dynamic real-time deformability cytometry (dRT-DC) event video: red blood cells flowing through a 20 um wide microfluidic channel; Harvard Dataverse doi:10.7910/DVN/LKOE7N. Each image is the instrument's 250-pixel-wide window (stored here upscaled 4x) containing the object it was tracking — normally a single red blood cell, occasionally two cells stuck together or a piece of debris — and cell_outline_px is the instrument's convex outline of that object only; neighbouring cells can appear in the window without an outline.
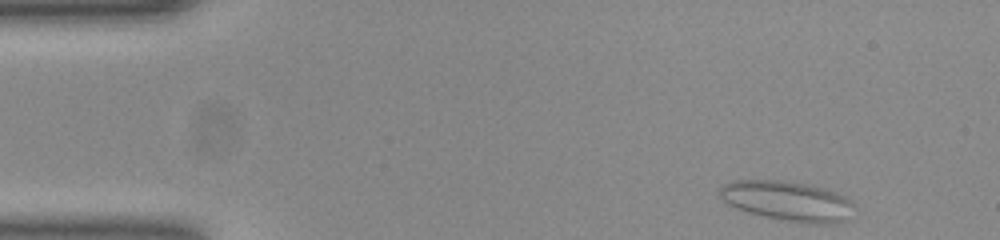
{"species": "common noctule bat (a hibernating species)", "species_latin": "Nyctalus noctula", "temperature_condition": "room temperature", "stored_images_in_passage": 23, "camera_frame_rate_fps": 3000, "um_per_image_px": 0.085, "animal": {"sex": "female", "body_mass_g": 23.0, "forearm_length_mm": 53.4}, "frame": {"image": 1, "passage_image": 1, "time_ms": 0.0, "image_size_px": [1000, 240], "cell_outline_px": [[852, 204], [848, 220], [832, 224], [808, 224], [784, 220], [764, 216], [748, 212], [736, 208], [728, 204], [720, 196], [720, 188], [724, 184], [736, 180], [776, 180], [804, 184], [836, 192], [852, 200]], "centroid_in_image_um": [66.94, 17.1], "position_along_channel_um": 18.1, "area_um2": 30.92}}
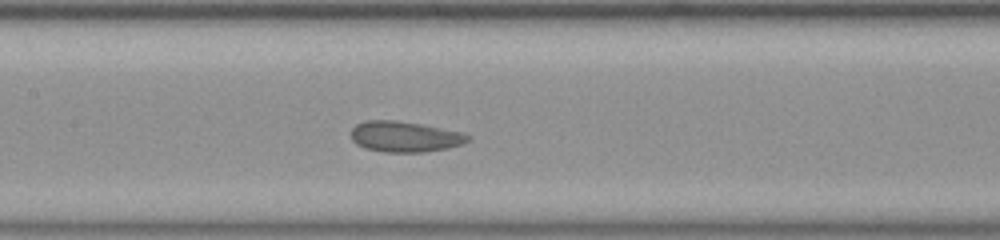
{"frame": {"image": 2, "passage_image": 20, "time_ms": 6.333, "image_size_px": [1000, 240], "cell_outline_px": [[472, 136], [468, 140], [460, 144], [448, 148], [424, 152], [384, 152], [364, 148], [356, 144], [352, 140], [352, 128], [356, 124], [364, 120], [396, 120], [420, 124], [464, 132]], "centroid_in_image_um": [34.4, 11.61], "position_along_channel_um": 173.0, "area_um2": 20.98}}
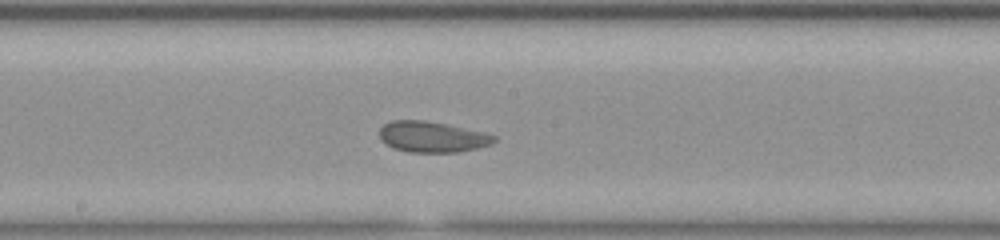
{"frame": {"image": 3, "passage_image": 23, "time_ms": 7.333, "image_size_px": [1000, 240], "cell_outline_px": [[496, 140], [492, 144], [460, 152], [408, 152], [392, 148], [380, 140], [380, 128], [384, 124], [392, 120], [424, 120], [484, 132], [496, 136]], "centroid_in_image_um": [36.71, 11.64], "position_along_channel_um": 211.5, "area_um2": 20.58}}